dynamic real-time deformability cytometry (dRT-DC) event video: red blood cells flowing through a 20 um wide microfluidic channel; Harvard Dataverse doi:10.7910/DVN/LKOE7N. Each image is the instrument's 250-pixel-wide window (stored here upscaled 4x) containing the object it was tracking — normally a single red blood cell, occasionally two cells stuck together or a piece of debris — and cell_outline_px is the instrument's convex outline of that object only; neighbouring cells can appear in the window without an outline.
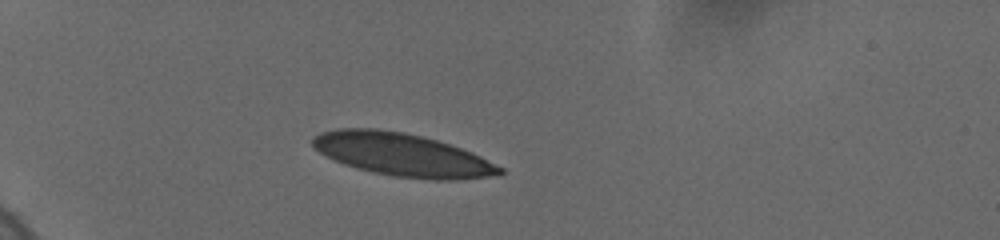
{"species": "human", "species_latin": "Homo sapiens", "temperature_condition": "cold", "stored_images_in_passage": 47, "camera_frame_rate_fps": 3000, "um_per_image_px": 0.085, "donor": {"sex": "female"}, "frame": {"image": 1, "passage_image": 8, "time_ms": 2.667, "image_size_px": [1000, 240], "cell_outline_px": [[504, 172], [500, 176], [456, 180], [432, 180], [392, 176], [372, 172], [356, 168], [344, 164], [312, 148], [312, 136], [320, 132], [336, 128], [376, 128], [404, 132], [436, 140], [472, 152], [504, 168]], "centroid_in_image_um": [34.21, 13.16], "position_along_channel_um": 50.8, "area_um2": 47.05}}
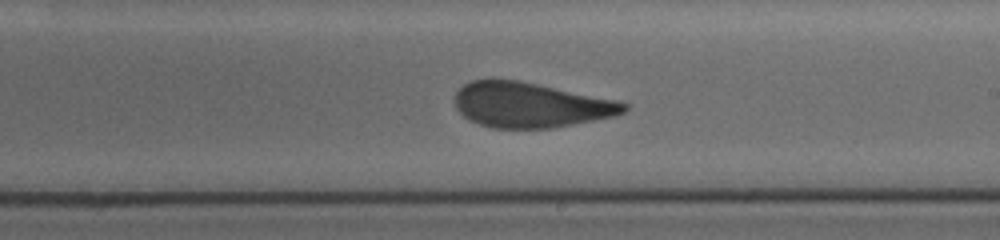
{"frame": {"image": 2, "passage_image": 27, "time_ms": 9.0, "image_size_px": [1000, 240], "cell_outline_px": [[628, 108], [624, 112], [616, 116], [552, 128], [492, 128], [480, 124], [464, 116], [456, 108], [456, 92], [464, 84], [472, 80], [488, 76], [492, 76], [520, 80], [616, 100], [628, 104]], "centroid_in_image_um": [45.06, 8.89], "position_along_channel_um": 243.9, "area_um2": 44.85}}
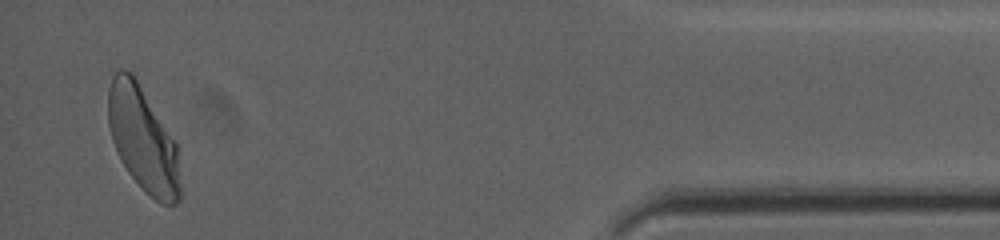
{"frame": {"image": 3, "passage_image": 47, "time_ms": 15.333, "image_size_px": [1000, 240], "cell_outline_px": [[180, 200], [176, 204], [160, 204], [128, 172], [120, 160], [116, 152], [112, 140], [108, 124], [108, 88], [112, 76], [120, 68], [124, 68], [132, 72], [176, 140], [180, 184]], "centroid_in_image_um": [12.14, 11.79], "position_along_channel_um": 423.1, "area_um2": 44.1}, "authors_computed_cell_mechanics": {"area_um2": 45.5464, "velocity_mm_per_s": 3.6761, "shape_relaxation_time_tau1_ms": 5.2551, "shape_relaxation_time_tau2_ms": 0.8896, "deformation_change_tau1": 0.1606, "deformation_change_tau2": 0.0687}}